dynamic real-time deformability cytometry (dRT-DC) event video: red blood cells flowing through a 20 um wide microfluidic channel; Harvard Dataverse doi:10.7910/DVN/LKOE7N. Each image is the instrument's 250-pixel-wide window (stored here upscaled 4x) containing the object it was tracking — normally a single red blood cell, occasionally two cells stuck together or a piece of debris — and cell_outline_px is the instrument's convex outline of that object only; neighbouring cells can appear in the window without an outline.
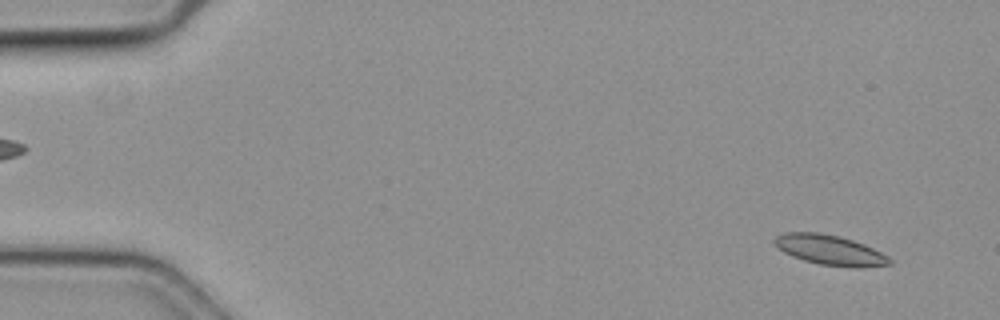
{"species": "common noctule bat (a hibernating species)", "species_latin": "Nyctalus noctula", "temperature_condition": "cold", "stored_images_in_passage": 57, "segment_of_instrument_passage": [1, 2], "camera_frame_rate_fps": 3000, "um_per_image_px": 0.085, "animal": {"sex": "female", "body_mass_g": 19.3, "forearm_length_mm": 54.1}, "frame": {"image": 1, "passage_image": 4, "time_ms": 1.0, "image_size_px": [1000, 320], "cell_outline_px": [[892, 264], [864, 268], [852, 268], [820, 264], [804, 260], [792, 256], [776, 248], [772, 240], [776, 236], [784, 232], [820, 232], [840, 236], [864, 244], [888, 256], [892, 260]], "centroid_in_image_um": [70.53, 21.25], "position_along_channel_um": 14.5, "area_um2": 20.4}}
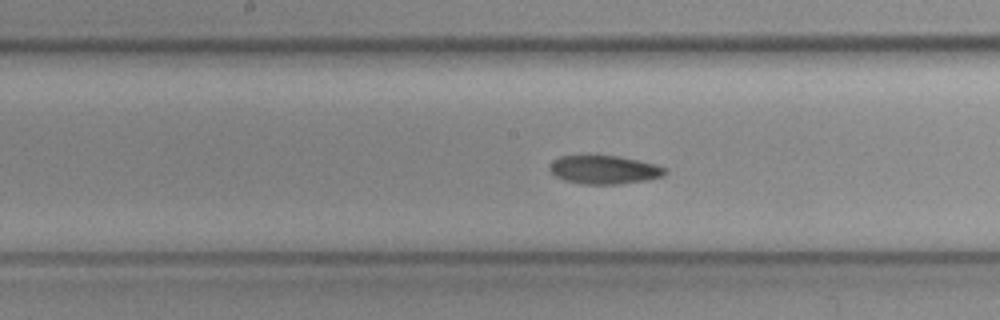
{"frame": {"image": 2, "passage_image": 29, "time_ms": 9.333, "image_size_px": [1000, 320], "cell_outline_px": [[668, 172], [664, 176], [648, 180], [620, 184], [580, 184], [564, 180], [556, 176], [548, 168], [552, 160], [560, 156], [592, 152], [616, 156], [656, 164], [668, 168]], "centroid_in_image_um": [51.34, 14.39], "position_along_channel_um": 196.9, "area_um2": 20.06}}
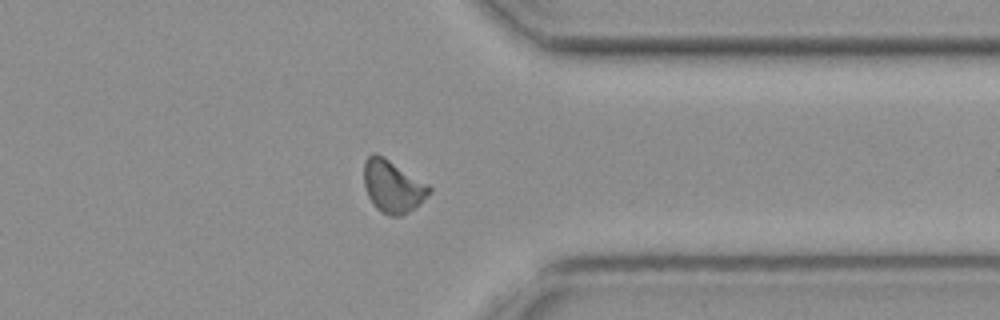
{"frame": {"image": 3, "passage_image": 44, "time_ms": 14.333, "image_size_px": [1000, 320], "cell_outline_px": [[432, 192], [420, 204], [408, 212], [400, 216], [388, 216], [380, 212], [372, 204], [368, 196], [364, 184], [364, 160], [372, 152], [376, 152], [384, 156], [428, 184], [432, 188]], "centroid_in_image_um": [33.37, 15.84], "position_along_channel_um": 378.0, "area_um2": 20.23}}